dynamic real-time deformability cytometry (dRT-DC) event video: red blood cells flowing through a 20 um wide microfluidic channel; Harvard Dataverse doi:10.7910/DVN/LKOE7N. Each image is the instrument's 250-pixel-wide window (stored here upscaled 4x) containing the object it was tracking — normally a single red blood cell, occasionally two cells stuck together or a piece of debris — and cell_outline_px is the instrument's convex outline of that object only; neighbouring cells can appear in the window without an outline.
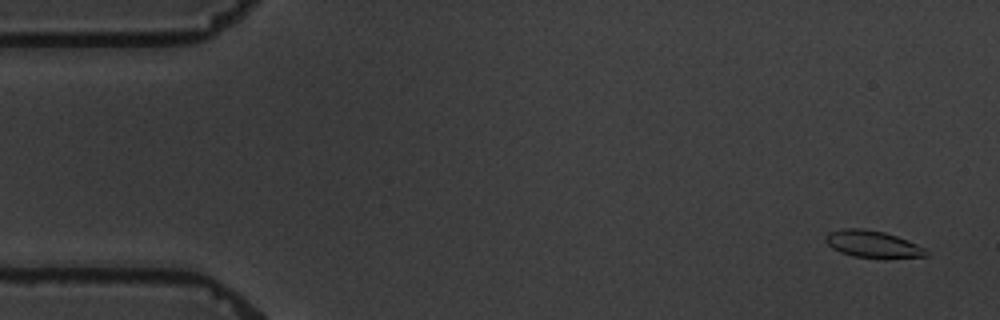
{"species": "common noctule bat (a hibernating species)", "species_latin": "Nyctalus noctula", "temperature_condition": "warm", "stored_images_in_passage": 5, "camera_frame_rate_fps": 3000, "um_per_image_px": 0.085, "animal": {"sex": "male", "body_mass_g": 19.5, "forearm_length_mm": 54.6}, "frame": {"image": 1, "passage_image": 1, "time_ms": 0.0, "image_size_px": [1000, 320], "cell_outline_px": [[928, 256], [884, 260], [852, 256], [840, 252], [832, 248], [828, 244], [824, 236], [828, 232], [844, 228], [864, 228], [884, 232], [908, 240], [924, 248], [928, 252]], "centroid_in_image_um": [74.2, 20.78], "position_along_channel_um": 10.8, "area_um2": 16.3}}
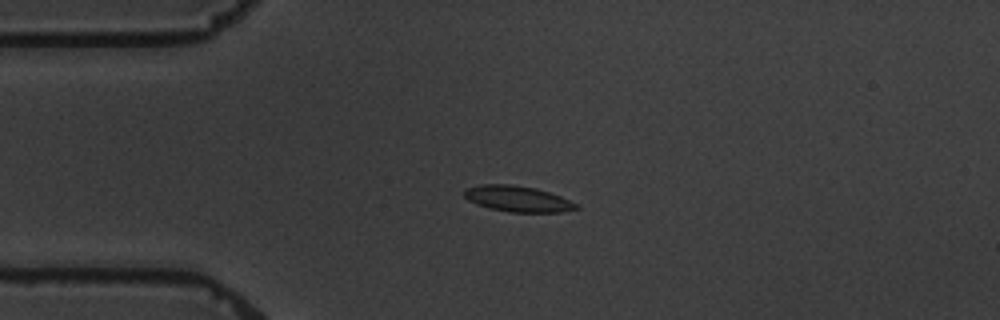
{"frame": {"image": 2, "passage_image": 4, "time_ms": 3.667, "image_size_px": [1000, 320], "cell_outline_px": [[580, 208], [564, 212], [508, 212], [488, 208], [476, 204], [468, 200], [464, 196], [464, 192], [468, 188], [480, 184], [512, 184], [536, 188], [560, 196], [576, 204]], "centroid_in_image_um": [43.99, 16.9], "position_along_channel_um": 41.0, "area_um2": 16.88}}